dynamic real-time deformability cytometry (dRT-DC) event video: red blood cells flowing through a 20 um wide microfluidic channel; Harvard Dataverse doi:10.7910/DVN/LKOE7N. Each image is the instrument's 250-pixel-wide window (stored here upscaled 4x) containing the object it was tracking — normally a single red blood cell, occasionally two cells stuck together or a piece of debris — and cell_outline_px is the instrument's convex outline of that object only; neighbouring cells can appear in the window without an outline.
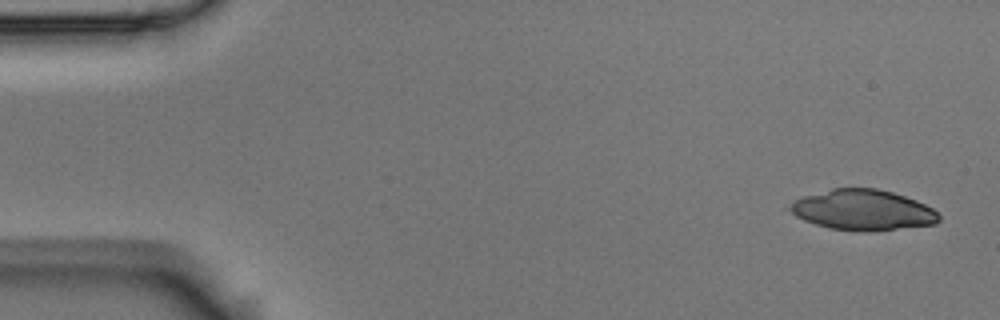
{"species": "Egyptian fruit bat (a non-hibernating species)", "species_latin": "Rousettus aegyptiacus", "temperature_condition": "room temperature", "stored_images_in_passage": 10, "camera_frame_rate_fps": 3000, "um_per_image_px": 0.085, "animal": {"sex": "male"}, "frame": {"image": 1, "passage_image": 1, "time_ms": 0.0, "image_size_px": [1000, 320], "cell_outline_px": [[940, 220], [936, 224], [872, 232], [856, 232], [828, 228], [804, 220], [796, 216], [784, 208], [796, 200], [804, 196], [832, 188], [876, 188], [892, 192], [916, 200], [932, 208], [940, 216]], "centroid_in_image_um": [73.33, 17.87], "position_along_channel_um": 11.7, "area_um2": 35.49}}
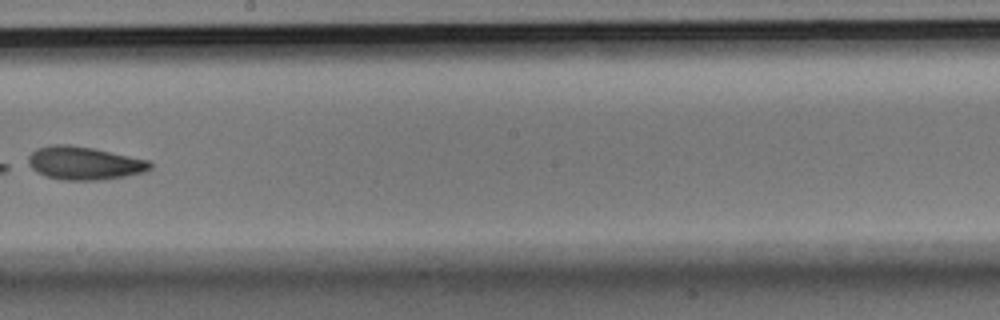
{"frame": {"image": 2, "passage_image": 9, "time_ms": 2.667, "image_size_px": [1000, 320], "cell_outline_px": [[152, 168], [144, 172], [124, 176], [100, 180], [60, 180], [44, 176], [36, 172], [24, 164], [28, 156], [36, 148], [52, 144], [68, 144], [92, 148], [148, 160], [152, 164]], "centroid_in_image_um": [7.07, 13.87], "position_along_channel_um": 241.1, "area_um2": 23.81}}
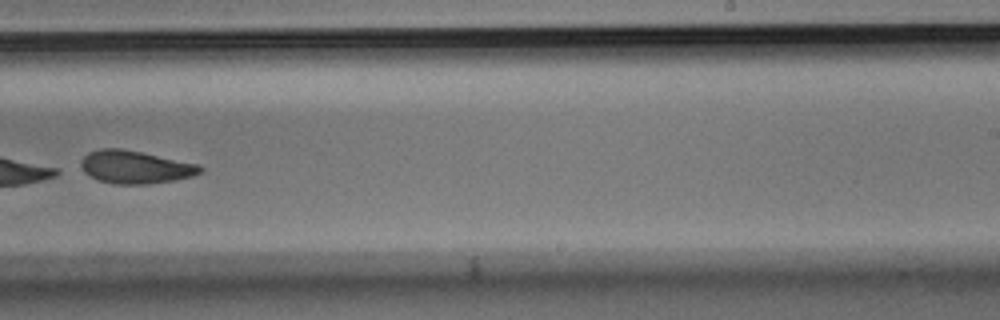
{"frame": {"image": 3, "passage_image": 10, "time_ms": 3.0, "image_size_px": [1000, 320], "cell_outline_px": [[204, 168], [200, 172], [192, 176], [176, 180], [148, 184], [112, 184], [88, 176], [84, 172], [80, 164], [80, 160], [88, 152], [100, 148], [120, 148], [200, 164]], "centroid_in_image_um": [11.48, 14.2], "position_along_channel_um": 277.5, "area_um2": 22.95}}